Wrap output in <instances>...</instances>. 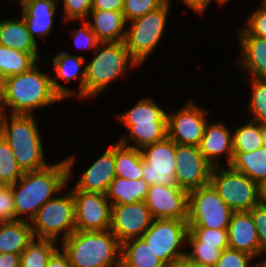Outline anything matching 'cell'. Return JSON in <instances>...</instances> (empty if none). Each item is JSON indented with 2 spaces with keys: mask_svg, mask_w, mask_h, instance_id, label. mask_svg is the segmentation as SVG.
<instances>
[{
  "mask_svg": "<svg viewBox=\"0 0 266 267\" xmlns=\"http://www.w3.org/2000/svg\"><path fill=\"white\" fill-rule=\"evenodd\" d=\"M189 230L202 242V245L216 246L222 251L229 248L227 229L189 227Z\"/></svg>",
  "mask_w": 266,
  "mask_h": 267,
  "instance_id": "cell-38",
  "label": "cell"
},
{
  "mask_svg": "<svg viewBox=\"0 0 266 267\" xmlns=\"http://www.w3.org/2000/svg\"><path fill=\"white\" fill-rule=\"evenodd\" d=\"M142 178L149 184L167 187L178 186L175 180L176 143L166 137L160 142L148 144L141 149Z\"/></svg>",
  "mask_w": 266,
  "mask_h": 267,
  "instance_id": "cell-12",
  "label": "cell"
},
{
  "mask_svg": "<svg viewBox=\"0 0 266 267\" xmlns=\"http://www.w3.org/2000/svg\"><path fill=\"white\" fill-rule=\"evenodd\" d=\"M59 0H26L20 4L21 15L30 35L37 41L45 38L52 30L54 16Z\"/></svg>",
  "mask_w": 266,
  "mask_h": 267,
  "instance_id": "cell-22",
  "label": "cell"
},
{
  "mask_svg": "<svg viewBox=\"0 0 266 267\" xmlns=\"http://www.w3.org/2000/svg\"><path fill=\"white\" fill-rule=\"evenodd\" d=\"M153 220L144 201L134 204L111 205L110 231L121 244L131 239L141 238L150 228Z\"/></svg>",
  "mask_w": 266,
  "mask_h": 267,
  "instance_id": "cell-16",
  "label": "cell"
},
{
  "mask_svg": "<svg viewBox=\"0 0 266 267\" xmlns=\"http://www.w3.org/2000/svg\"><path fill=\"white\" fill-rule=\"evenodd\" d=\"M251 79V97L247 111L252 113V121L266 124V79Z\"/></svg>",
  "mask_w": 266,
  "mask_h": 267,
  "instance_id": "cell-36",
  "label": "cell"
},
{
  "mask_svg": "<svg viewBox=\"0 0 266 267\" xmlns=\"http://www.w3.org/2000/svg\"><path fill=\"white\" fill-rule=\"evenodd\" d=\"M252 260H254V257L248 253L227 248L221 252L215 267H248L252 265L250 264ZM257 262L255 267L264 266L263 259L257 260Z\"/></svg>",
  "mask_w": 266,
  "mask_h": 267,
  "instance_id": "cell-39",
  "label": "cell"
},
{
  "mask_svg": "<svg viewBox=\"0 0 266 267\" xmlns=\"http://www.w3.org/2000/svg\"><path fill=\"white\" fill-rule=\"evenodd\" d=\"M208 112L190 100L179 110L167 113V137L176 144L198 146L208 122Z\"/></svg>",
  "mask_w": 266,
  "mask_h": 267,
  "instance_id": "cell-13",
  "label": "cell"
},
{
  "mask_svg": "<svg viewBox=\"0 0 266 267\" xmlns=\"http://www.w3.org/2000/svg\"><path fill=\"white\" fill-rule=\"evenodd\" d=\"M60 242L72 267H120L121 243L110 230H75Z\"/></svg>",
  "mask_w": 266,
  "mask_h": 267,
  "instance_id": "cell-3",
  "label": "cell"
},
{
  "mask_svg": "<svg viewBox=\"0 0 266 267\" xmlns=\"http://www.w3.org/2000/svg\"><path fill=\"white\" fill-rule=\"evenodd\" d=\"M170 4L165 3L155 11L130 21L126 27L125 44L130 56L139 64L149 58L160 42L169 16Z\"/></svg>",
  "mask_w": 266,
  "mask_h": 267,
  "instance_id": "cell-9",
  "label": "cell"
},
{
  "mask_svg": "<svg viewBox=\"0 0 266 267\" xmlns=\"http://www.w3.org/2000/svg\"><path fill=\"white\" fill-rule=\"evenodd\" d=\"M75 202L77 231H107L111 226V203L106 194L71 190Z\"/></svg>",
  "mask_w": 266,
  "mask_h": 267,
  "instance_id": "cell-14",
  "label": "cell"
},
{
  "mask_svg": "<svg viewBox=\"0 0 266 267\" xmlns=\"http://www.w3.org/2000/svg\"><path fill=\"white\" fill-rule=\"evenodd\" d=\"M187 246L192 248V252H186L183 266L215 267L222 252L216 246L202 245L190 230L187 234Z\"/></svg>",
  "mask_w": 266,
  "mask_h": 267,
  "instance_id": "cell-32",
  "label": "cell"
},
{
  "mask_svg": "<svg viewBox=\"0 0 266 267\" xmlns=\"http://www.w3.org/2000/svg\"><path fill=\"white\" fill-rule=\"evenodd\" d=\"M16 220L12 186L0 185V223Z\"/></svg>",
  "mask_w": 266,
  "mask_h": 267,
  "instance_id": "cell-42",
  "label": "cell"
},
{
  "mask_svg": "<svg viewBox=\"0 0 266 267\" xmlns=\"http://www.w3.org/2000/svg\"><path fill=\"white\" fill-rule=\"evenodd\" d=\"M39 61L30 53L0 45V82L30 70Z\"/></svg>",
  "mask_w": 266,
  "mask_h": 267,
  "instance_id": "cell-31",
  "label": "cell"
},
{
  "mask_svg": "<svg viewBox=\"0 0 266 267\" xmlns=\"http://www.w3.org/2000/svg\"><path fill=\"white\" fill-rule=\"evenodd\" d=\"M53 71L57 74L55 78H51L52 87L54 91L62 98L66 99L74 95L72 89H68L66 86L60 84L56 79H62L66 82L72 81L77 77L79 78V89L77 98L85 100V78H86V66L81 70L82 64L84 63L83 56L70 55L66 51H60L59 54L53 58ZM80 72V73H79Z\"/></svg>",
  "mask_w": 266,
  "mask_h": 267,
  "instance_id": "cell-18",
  "label": "cell"
},
{
  "mask_svg": "<svg viewBox=\"0 0 266 267\" xmlns=\"http://www.w3.org/2000/svg\"><path fill=\"white\" fill-rule=\"evenodd\" d=\"M118 119L128 131L118 139L122 145L141 149L167 137V112L152 98L140 99L126 112L120 113ZM129 140L133 145L128 142Z\"/></svg>",
  "mask_w": 266,
  "mask_h": 267,
  "instance_id": "cell-6",
  "label": "cell"
},
{
  "mask_svg": "<svg viewBox=\"0 0 266 267\" xmlns=\"http://www.w3.org/2000/svg\"><path fill=\"white\" fill-rule=\"evenodd\" d=\"M234 152H253L263 146L261 124L250 120L233 131Z\"/></svg>",
  "mask_w": 266,
  "mask_h": 267,
  "instance_id": "cell-34",
  "label": "cell"
},
{
  "mask_svg": "<svg viewBox=\"0 0 266 267\" xmlns=\"http://www.w3.org/2000/svg\"><path fill=\"white\" fill-rule=\"evenodd\" d=\"M210 184L234 212L250 211L260 203L258 184L230 166L213 167Z\"/></svg>",
  "mask_w": 266,
  "mask_h": 267,
  "instance_id": "cell-10",
  "label": "cell"
},
{
  "mask_svg": "<svg viewBox=\"0 0 266 267\" xmlns=\"http://www.w3.org/2000/svg\"><path fill=\"white\" fill-rule=\"evenodd\" d=\"M165 3L166 0H124L122 12L126 22H130L157 10Z\"/></svg>",
  "mask_w": 266,
  "mask_h": 267,
  "instance_id": "cell-37",
  "label": "cell"
},
{
  "mask_svg": "<svg viewBox=\"0 0 266 267\" xmlns=\"http://www.w3.org/2000/svg\"><path fill=\"white\" fill-rule=\"evenodd\" d=\"M3 107H2V94H1V82H0V116L3 114Z\"/></svg>",
  "mask_w": 266,
  "mask_h": 267,
  "instance_id": "cell-51",
  "label": "cell"
},
{
  "mask_svg": "<svg viewBox=\"0 0 266 267\" xmlns=\"http://www.w3.org/2000/svg\"><path fill=\"white\" fill-rule=\"evenodd\" d=\"M144 202L154 219L188 221L189 191L179 186L150 185Z\"/></svg>",
  "mask_w": 266,
  "mask_h": 267,
  "instance_id": "cell-17",
  "label": "cell"
},
{
  "mask_svg": "<svg viewBox=\"0 0 266 267\" xmlns=\"http://www.w3.org/2000/svg\"><path fill=\"white\" fill-rule=\"evenodd\" d=\"M115 172L116 176L126 179L142 178V153L138 148L115 143Z\"/></svg>",
  "mask_w": 266,
  "mask_h": 267,
  "instance_id": "cell-30",
  "label": "cell"
},
{
  "mask_svg": "<svg viewBox=\"0 0 266 267\" xmlns=\"http://www.w3.org/2000/svg\"><path fill=\"white\" fill-rule=\"evenodd\" d=\"M2 107L8 114L33 115L35 109L63 100L53 89L51 76L38 65L1 81Z\"/></svg>",
  "mask_w": 266,
  "mask_h": 267,
  "instance_id": "cell-2",
  "label": "cell"
},
{
  "mask_svg": "<svg viewBox=\"0 0 266 267\" xmlns=\"http://www.w3.org/2000/svg\"><path fill=\"white\" fill-rule=\"evenodd\" d=\"M211 2L214 1V0H210ZM229 0H216V2H218V5H224L226 2H228Z\"/></svg>",
  "mask_w": 266,
  "mask_h": 267,
  "instance_id": "cell-52",
  "label": "cell"
},
{
  "mask_svg": "<svg viewBox=\"0 0 266 267\" xmlns=\"http://www.w3.org/2000/svg\"><path fill=\"white\" fill-rule=\"evenodd\" d=\"M176 171L177 185L186 190L210 184L213 167L202 155L198 146L176 144Z\"/></svg>",
  "mask_w": 266,
  "mask_h": 267,
  "instance_id": "cell-15",
  "label": "cell"
},
{
  "mask_svg": "<svg viewBox=\"0 0 266 267\" xmlns=\"http://www.w3.org/2000/svg\"><path fill=\"white\" fill-rule=\"evenodd\" d=\"M260 203H266V179L258 184Z\"/></svg>",
  "mask_w": 266,
  "mask_h": 267,
  "instance_id": "cell-49",
  "label": "cell"
},
{
  "mask_svg": "<svg viewBox=\"0 0 266 267\" xmlns=\"http://www.w3.org/2000/svg\"><path fill=\"white\" fill-rule=\"evenodd\" d=\"M116 177L115 172V143L94 161L86 171L82 173L74 188L86 192H98L106 194L109 185Z\"/></svg>",
  "mask_w": 266,
  "mask_h": 267,
  "instance_id": "cell-19",
  "label": "cell"
},
{
  "mask_svg": "<svg viewBox=\"0 0 266 267\" xmlns=\"http://www.w3.org/2000/svg\"><path fill=\"white\" fill-rule=\"evenodd\" d=\"M87 21L99 42H121L125 40L127 22L122 11L91 10Z\"/></svg>",
  "mask_w": 266,
  "mask_h": 267,
  "instance_id": "cell-24",
  "label": "cell"
},
{
  "mask_svg": "<svg viewBox=\"0 0 266 267\" xmlns=\"http://www.w3.org/2000/svg\"><path fill=\"white\" fill-rule=\"evenodd\" d=\"M250 35L266 39V10L257 8L250 17L247 18V23L242 26Z\"/></svg>",
  "mask_w": 266,
  "mask_h": 267,
  "instance_id": "cell-44",
  "label": "cell"
},
{
  "mask_svg": "<svg viewBox=\"0 0 266 267\" xmlns=\"http://www.w3.org/2000/svg\"><path fill=\"white\" fill-rule=\"evenodd\" d=\"M64 21L88 20L93 0H63Z\"/></svg>",
  "mask_w": 266,
  "mask_h": 267,
  "instance_id": "cell-40",
  "label": "cell"
},
{
  "mask_svg": "<svg viewBox=\"0 0 266 267\" xmlns=\"http://www.w3.org/2000/svg\"><path fill=\"white\" fill-rule=\"evenodd\" d=\"M124 0H93L91 10L122 11Z\"/></svg>",
  "mask_w": 266,
  "mask_h": 267,
  "instance_id": "cell-45",
  "label": "cell"
},
{
  "mask_svg": "<svg viewBox=\"0 0 266 267\" xmlns=\"http://www.w3.org/2000/svg\"><path fill=\"white\" fill-rule=\"evenodd\" d=\"M21 19H6L0 21V45L17 51L32 54L37 60L38 44L30 35L26 23Z\"/></svg>",
  "mask_w": 266,
  "mask_h": 267,
  "instance_id": "cell-25",
  "label": "cell"
},
{
  "mask_svg": "<svg viewBox=\"0 0 266 267\" xmlns=\"http://www.w3.org/2000/svg\"><path fill=\"white\" fill-rule=\"evenodd\" d=\"M238 38L242 58L240 66L248 71L251 78L266 79V39L250 35L244 28H239Z\"/></svg>",
  "mask_w": 266,
  "mask_h": 267,
  "instance_id": "cell-23",
  "label": "cell"
},
{
  "mask_svg": "<svg viewBox=\"0 0 266 267\" xmlns=\"http://www.w3.org/2000/svg\"><path fill=\"white\" fill-rule=\"evenodd\" d=\"M83 26L79 29H74L72 32V38L74 39L75 45L79 49H96L99 41L96 38L95 33L91 30L90 25L86 20H83Z\"/></svg>",
  "mask_w": 266,
  "mask_h": 267,
  "instance_id": "cell-43",
  "label": "cell"
},
{
  "mask_svg": "<svg viewBox=\"0 0 266 267\" xmlns=\"http://www.w3.org/2000/svg\"><path fill=\"white\" fill-rule=\"evenodd\" d=\"M86 66L85 99L97 96L130 67L140 65L130 56L124 41L99 42ZM130 66V67H129Z\"/></svg>",
  "mask_w": 266,
  "mask_h": 267,
  "instance_id": "cell-5",
  "label": "cell"
},
{
  "mask_svg": "<svg viewBox=\"0 0 266 267\" xmlns=\"http://www.w3.org/2000/svg\"><path fill=\"white\" fill-rule=\"evenodd\" d=\"M188 231L187 220L154 219L141 238L167 267H182L186 251L180 249L187 244Z\"/></svg>",
  "mask_w": 266,
  "mask_h": 267,
  "instance_id": "cell-7",
  "label": "cell"
},
{
  "mask_svg": "<svg viewBox=\"0 0 266 267\" xmlns=\"http://www.w3.org/2000/svg\"><path fill=\"white\" fill-rule=\"evenodd\" d=\"M263 146L266 147V124L261 125Z\"/></svg>",
  "mask_w": 266,
  "mask_h": 267,
  "instance_id": "cell-50",
  "label": "cell"
},
{
  "mask_svg": "<svg viewBox=\"0 0 266 267\" xmlns=\"http://www.w3.org/2000/svg\"><path fill=\"white\" fill-rule=\"evenodd\" d=\"M149 184L143 179H126L116 176L108 187L106 197L111 205L134 204L145 201Z\"/></svg>",
  "mask_w": 266,
  "mask_h": 267,
  "instance_id": "cell-27",
  "label": "cell"
},
{
  "mask_svg": "<svg viewBox=\"0 0 266 267\" xmlns=\"http://www.w3.org/2000/svg\"><path fill=\"white\" fill-rule=\"evenodd\" d=\"M232 133L223 122H207L198 148L212 166H220L217 159L225 154L228 159L227 166L231 164L234 156Z\"/></svg>",
  "mask_w": 266,
  "mask_h": 267,
  "instance_id": "cell-20",
  "label": "cell"
},
{
  "mask_svg": "<svg viewBox=\"0 0 266 267\" xmlns=\"http://www.w3.org/2000/svg\"><path fill=\"white\" fill-rule=\"evenodd\" d=\"M58 248L49 258L46 267H72L68 258V255Z\"/></svg>",
  "mask_w": 266,
  "mask_h": 267,
  "instance_id": "cell-46",
  "label": "cell"
},
{
  "mask_svg": "<svg viewBox=\"0 0 266 267\" xmlns=\"http://www.w3.org/2000/svg\"><path fill=\"white\" fill-rule=\"evenodd\" d=\"M249 212L251 213L255 228L257 230L262 255L266 253V203H259ZM265 265L266 258L264 260V266Z\"/></svg>",
  "mask_w": 266,
  "mask_h": 267,
  "instance_id": "cell-41",
  "label": "cell"
},
{
  "mask_svg": "<svg viewBox=\"0 0 266 267\" xmlns=\"http://www.w3.org/2000/svg\"><path fill=\"white\" fill-rule=\"evenodd\" d=\"M18 2V4H21L22 2L26 1V0H16Z\"/></svg>",
  "mask_w": 266,
  "mask_h": 267,
  "instance_id": "cell-54",
  "label": "cell"
},
{
  "mask_svg": "<svg viewBox=\"0 0 266 267\" xmlns=\"http://www.w3.org/2000/svg\"><path fill=\"white\" fill-rule=\"evenodd\" d=\"M228 246L230 249L261 257L257 230L249 211L233 212L228 225Z\"/></svg>",
  "mask_w": 266,
  "mask_h": 267,
  "instance_id": "cell-21",
  "label": "cell"
},
{
  "mask_svg": "<svg viewBox=\"0 0 266 267\" xmlns=\"http://www.w3.org/2000/svg\"><path fill=\"white\" fill-rule=\"evenodd\" d=\"M0 267H20V254L1 253Z\"/></svg>",
  "mask_w": 266,
  "mask_h": 267,
  "instance_id": "cell-48",
  "label": "cell"
},
{
  "mask_svg": "<svg viewBox=\"0 0 266 267\" xmlns=\"http://www.w3.org/2000/svg\"><path fill=\"white\" fill-rule=\"evenodd\" d=\"M229 166L259 184L266 179V147L261 146L253 152H234Z\"/></svg>",
  "mask_w": 266,
  "mask_h": 267,
  "instance_id": "cell-29",
  "label": "cell"
},
{
  "mask_svg": "<svg viewBox=\"0 0 266 267\" xmlns=\"http://www.w3.org/2000/svg\"><path fill=\"white\" fill-rule=\"evenodd\" d=\"M74 162L75 157L70 156L41 170L24 172L22 177L11 185L16 218L30 221L39 208L65 189L73 174Z\"/></svg>",
  "mask_w": 266,
  "mask_h": 267,
  "instance_id": "cell-1",
  "label": "cell"
},
{
  "mask_svg": "<svg viewBox=\"0 0 266 267\" xmlns=\"http://www.w3.org/2000/svg\"><path fill=\"white\" fill-rule=\"evenodd\" d=\"M69 191L64 196L56 195L47 201L30 220L35 239L56 241L61 233L63 241L76 230L75 202L72 191Z\"/></svg>",
  "mask_w": 266,
  "mask_h": 267,
  "instance_id": "cell-8",
  "label": "cell"
},
{
  "mask_svg": "<svg viewBox=\"0 0 266 267\" xmlns=\"http://www.w3.org/2000/svg\"><path fill=\"white\" fill-rule=\"evenodd\" d=\"M120 267H167L142 238L121 244Z\"/></svg>",
  "mask_w": 266,
  "mask_h": 267,
  "instance_id": "cell-28",
  "label": "cell"
},
{
  "mask_svg": "<svg viewBox=\"0 0 266 267\" xmlns=\"http://www.w3.org/2000/svg\"><path fill=\"white\" fill-rule=\"evenodd\" d=\"M261 8H263L264 10H266V0H262V6Z\"/></svg>",
  "mask_w": 266,
  "mask_h": 267,
  "instance_id": "cell-53",
  "label": "cell"
},
{
  "mask_svg": "<svg viewBox=\"0 0 266 267\" xmlns=\"http://www.w3.org/2000/svg\"><path fill=\"white\" fill-rule=\"evenodd\" d=\"M0 135L10 146L23 172L48 166L34 115L3 113L0 116Z\"/></svg>",
  "mask_w": 266,
  "mask_h": 267,
  "instance_id": "cell-4",
  "label": "cell"
},
{
  "mask_svg": "<svg viewBox=\"0 0 266 267\" xmlns=\"http://www.w3.org/2000/svg\"><path fill=\"white\" fill-rule=\"evenodd\" d=\"M55 242L34 238L20 255V267H46L51 255L61 248L57 247Z\"/></svg>",
  "mask_w": 266,
  "mask_h": 267,
  "instance_id": "cell-33",
  "label": "cell"
},
{
  "mask_svg": "<svg viewBox=\"0 0 266 267\" xmlns=\"http://www.w3.org/2000/svg\"><path fill=\"white\" fill-rule=\"evenodd\" d=\"M184 4L192 9L194 12L202 14L206 11L207 6L211 3L210 0H181ZM167 3H171V0H166Z\"/></svg>",
  "mask_w": 266,
  "mask_h": 267,
  "instance_id": "cell-47",
  "label": "cell"
},
{
  "mask_svg": "<svg viewBox=\"0 0 266 267\" xmlns=\"http://www.w3.org/2000/svg\"><path fill=\"white\" fill-rule=\"evenodd\" d=\"M24 174L8 143L0 135V184H15Z\"/></svg>",
  "mask_w": 266,
  "mask_h": 267,
  "instance_id": "cell-35",
  "label": "cell"
},
{
  "mask_svg": "<svg viewBox=\"0 0 266 267\" xmlns=\"http://www.w3.org/2000/svg\"><path fill=\"white\" fill-rule=\"evenodd\" d=\"M233 212L211 184L189 191V227L228 229Z\"/></svg>",
  "mask_w": 266,
  "mask_h": 267,
  "instance_id": "cell-11",
  "label": "cell"
},
{
  "mask_svg": "<svg viewBox=\"0 0 266 267\" xmlns=\"http://www.w3.org/2000/svg\"><path fill=\"white\" fill-rule=\"evenodd\" d=\"M34 239L30 221L16 220L0 223V254H20Z\"/></svg>",
  "mask_w": 266,
  "mask_h": 267,
  "instance_id": "cell-26",
  "label": "cell"
}]
</instances>
